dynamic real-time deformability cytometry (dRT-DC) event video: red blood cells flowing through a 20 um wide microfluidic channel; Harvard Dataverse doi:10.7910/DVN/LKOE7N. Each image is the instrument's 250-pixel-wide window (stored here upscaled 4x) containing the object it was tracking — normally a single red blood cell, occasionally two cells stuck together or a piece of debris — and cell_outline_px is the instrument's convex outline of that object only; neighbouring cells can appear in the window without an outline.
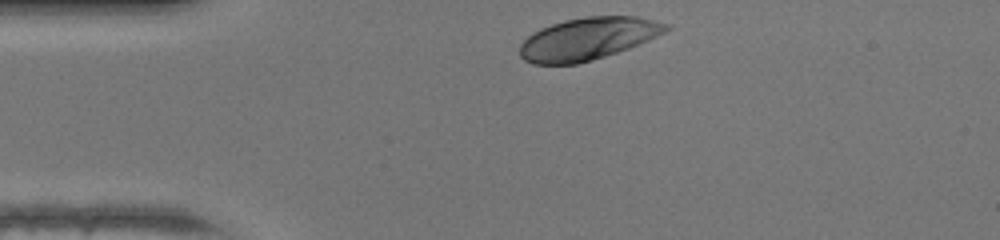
{"species": "human", "species_latin": "Homo sapiens", "temperature_condition": "warm", "stored_images_in_passage": 29, "camera_frame_rate_fps": 3000, "um_per_image_px": 0.085, "donor": {"sex": "female"}, "frame": {"image": 1, "passage_image": 1, "time_ms": 0.0, "image_size_px": [1000, 240], "cell_outline_px": [[672, 28], [648, 40], [628, 48], [592, 60], [576, 64], [532, 64], [524, 60], [520, 56], [520, 44], [532, 32], [540, 28], [564, 20], [588, 16], [636, 16], [672, 24]], "centroid_in_image_um": [49.97, 3.28], "position_along_channel_um": 35.0, "area_um2": 36.01}}
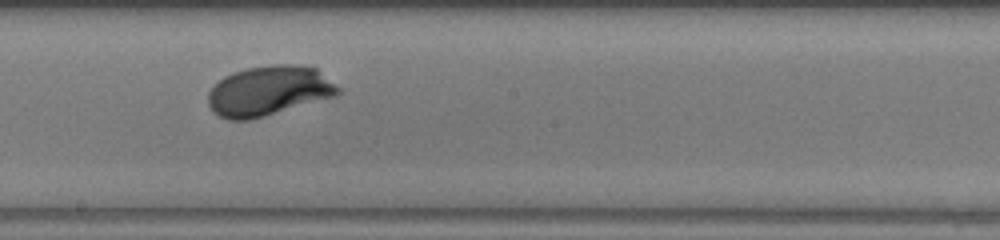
{"frame": {"image": 2, "passage_image": 17, "time_ms": 5.333, "image_size_px": [1000, 240], "cell_outline_px": [[340, 92], [336, 96], [264, 116], [248, 120], [228, 120], [212, 112], [208, 104], [208, 92], [224, 76], [232, 72], [248, 68], [272, 64], [292, 64], [316, 68], [340, 88]], "centroid_in_image_um": [22.83, 7.72], "position_along_channel_um": 225.4, "area_um2": 37.63}}
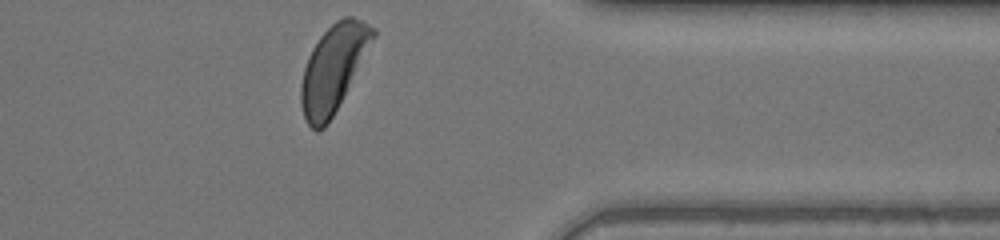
{"frame": {"image": 3, "passage_image": 29, "time_ms": 9.333, "image_size_px": [1000, 240], "cell_outline_px": [[376, 36], [328, 124], [324, 128], [316, 132], [308, 124], [304, 116], [300, 104], [300, 84], [304, 68], [308, 56], [312, 48], [320, 36], [336, 20], [344, 16], [352, 16], [376, 28]], "centroid_in_image_um": [28.31, 5.81], "position_along_channel_um": 383.1, "area_um2": 36.01}, "authors_computed_cell_mechanics": {"area_um2": 36.4718, "velocity_mm_per_s": 4.2943, "shape_relaxation_time_tau1_ms": 2.057, "shape_relaxation_time_tau2_ms": null, "deformation_change_tau1": 0.1382, "deformation_change_tau2": null}}